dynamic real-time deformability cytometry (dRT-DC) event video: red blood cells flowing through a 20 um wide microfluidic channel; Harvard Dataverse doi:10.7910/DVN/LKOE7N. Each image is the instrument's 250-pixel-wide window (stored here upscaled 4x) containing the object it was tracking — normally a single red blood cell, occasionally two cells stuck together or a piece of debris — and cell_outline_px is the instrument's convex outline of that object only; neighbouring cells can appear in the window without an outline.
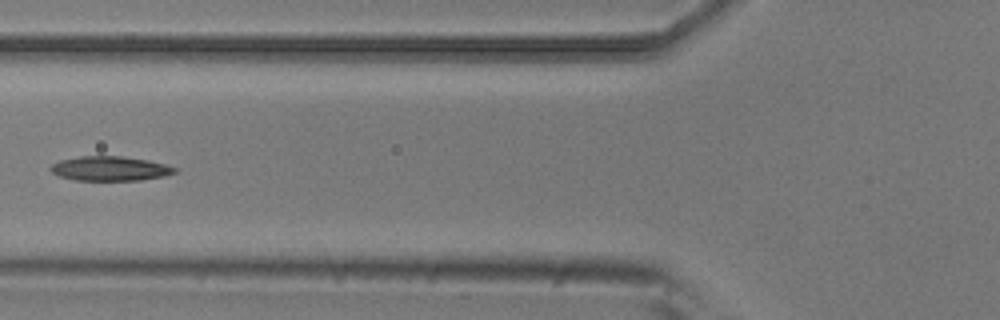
{"species": "common noctule bat (a hibernating species)", "species_latin": "Nyctalus noctula", "temperature_condition": "room temperature", "stored_images_in_passage": 7, "camera_frame_rate_fps": 3000, "um_per_image_px": 0.085, "animal": {"sex": "male", "body_mass_g": 20.5, "forearm_length_mm": 52.5}, "frame": {"image": 1, "passage_image": 5, "time_ms": 1.333, "image_size_px": [1000, 320], "cell_outline_px": [[176, 172], [164, 176], [140, 180], [76, 180], [60, 176], [52, 172], [48, 168], [52, 164], [60, 160], [80, 156], [124, 156], [148, 160], [164, 164], [176, 168]], "centroid_in_image_um": [9.34, 14.32], "position_along_channel_um": 116.5, "area_um2": 17.63}}
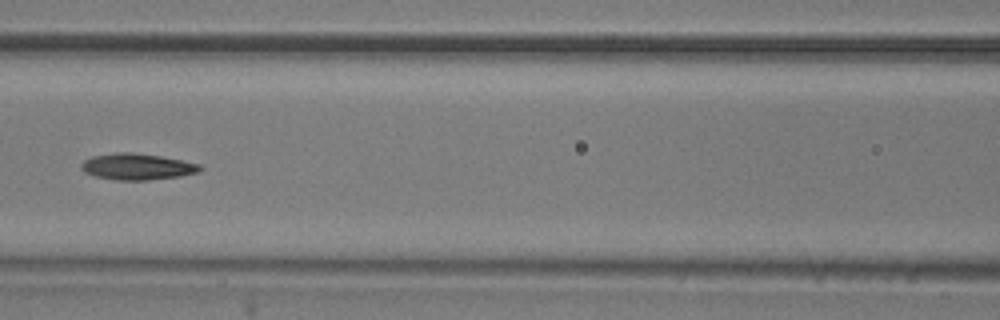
{"frame": {"image": 2, "passage_image": 6, "time_ms": 1.667, "image_size_px": [1000, 320], "cell_outline_px": [[204, 168], [200, 172], [180, 176], [148, 180], [116, 180], [96, 176], [84, 172], [80, 168], [80, 164], [84, 160], [92, 156], [116, 152], [132, 152], [160, 156], [200, 164]], "centroid_in_image_um": [11.66, 14.16], "position_along_channel_um": 154.9, "area_um2": 18.26}}
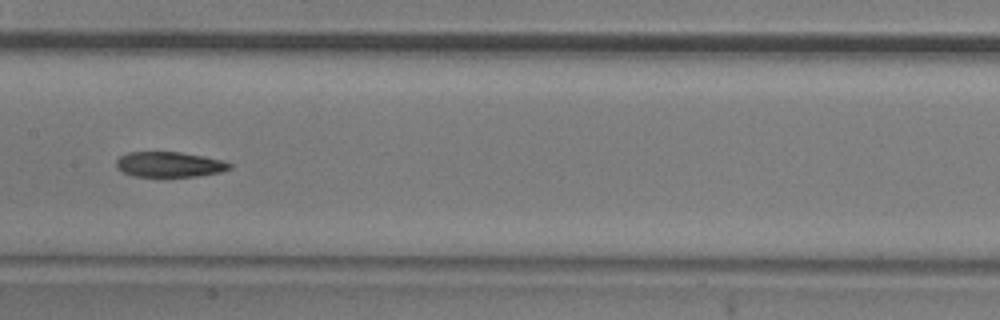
{"frame": {"image": 3, "passage_image": 7, "time_ms": 2.0, "image_size_px": [1000, 320], "cell_outline_px": [[232, 168], [220, 172], [196, 176], [132, 176], [116, 168], [116, 160], [120, 156], [128, 152], [180, 152], [204, 156], [220, 160], [232, 164]], "centroid_in_image_um": [14.38, 13.97], "position_along_channel_um": 193.0, "area_um2": 16.59}}